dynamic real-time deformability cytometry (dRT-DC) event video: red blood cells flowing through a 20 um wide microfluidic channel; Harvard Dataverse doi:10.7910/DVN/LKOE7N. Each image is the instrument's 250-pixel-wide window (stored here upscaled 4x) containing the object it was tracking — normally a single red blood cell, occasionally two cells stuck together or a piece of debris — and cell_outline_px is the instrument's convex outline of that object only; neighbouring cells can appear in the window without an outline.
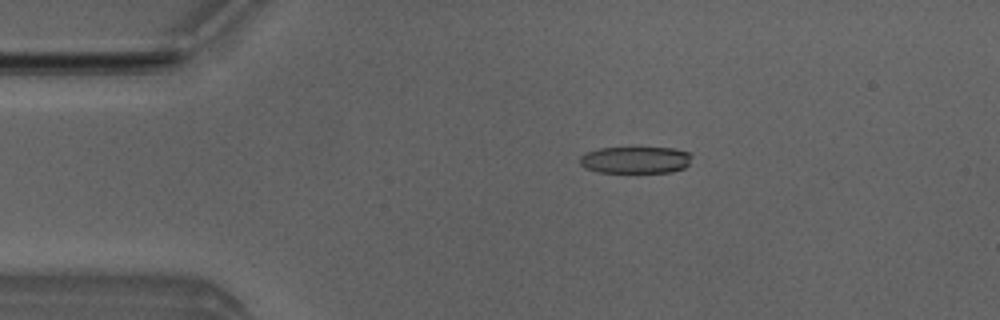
{"species": "Egyptian fruit bat (a non-hibernating species)", "species_latin": "Rousettus aegyptiacus", "temperature_condition": "room temperature", "stored_images_in_passage": 4, "camera_frame_rate_fps": 3000, "um_per_image_px": 0.085, "animal": {"sex": "male"}, "frame": {"image": 1, "passage_image": 3, "time_ms": 3.0, "image_size_px": [1000, 320], "cell_outline_px": [[692, 156], [688, 164], [684, 168], [672, 172], [600, 172], [584, 168], [580, 164], [580, 156], [588, 152], [600, 148], [672, 148], [688, 152]], "centroid_in_image_um": [54.01, 13.6], "position_along_channel_um": 31.0, "area_um2": 17.4}}